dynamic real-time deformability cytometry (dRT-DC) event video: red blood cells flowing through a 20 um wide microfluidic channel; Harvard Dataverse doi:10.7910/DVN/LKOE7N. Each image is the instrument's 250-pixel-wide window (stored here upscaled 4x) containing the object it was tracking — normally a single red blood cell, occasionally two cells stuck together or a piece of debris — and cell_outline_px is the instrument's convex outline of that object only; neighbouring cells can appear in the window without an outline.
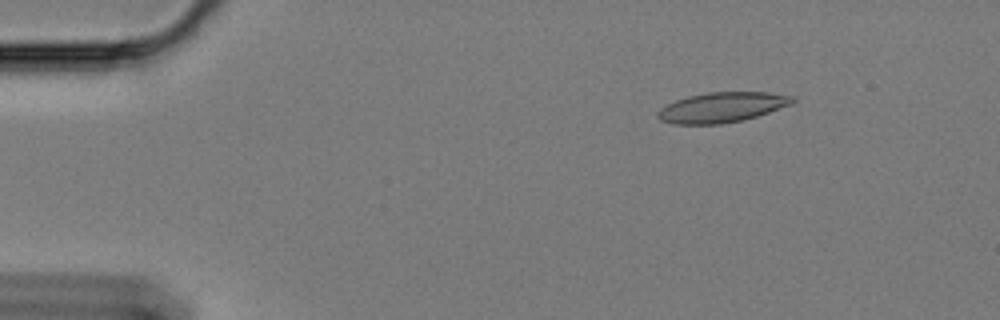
{"species": "Egyptian fruit bat (a non-hibernating species)", "species_latin": "Rousettus aegyptiacus", "temperature_condition": "cold", "stored_images_in_passage": 53, "camera_frame_rate_fps": 3000, "um_per_image_px": 0.085, "animal": {"sex": "female"}, "frame": {"image": 1, "passage_image": 2, "time_ms": 0.333, "image_size_px": [1000, 320], "cell_outline_px": [[796, 100], [792, 104], [744, 120], [720, 124], [672, 124], [660, 120], [656, 116], [656, 112], [660, 108], [676, 100], [688, 96], [708, 92], [768, 92], [796, 96]], "centroid_in_image_um": [61.37, 9.12], "position_along_channel_um": 23.6, "area_um2": 23.76}}
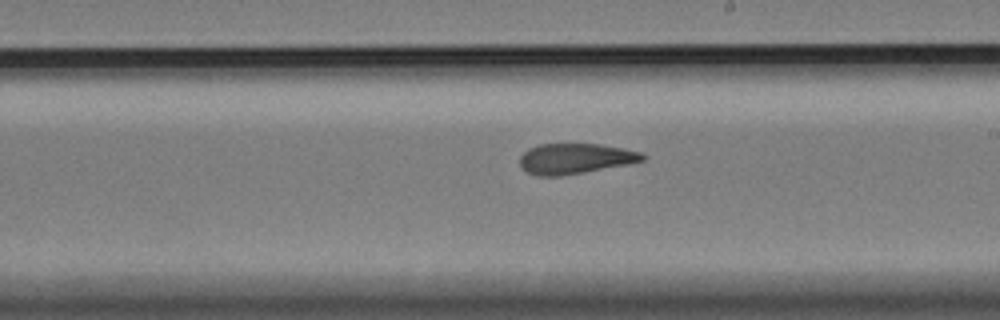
{"frame": {"image": 2, "passage_image": 28, "time_ms": 9.0, "image_size_px": [1000, 320], "cell_outline_px": [[648, 156], [644, 160], [628, 164], [584, 172], [560, 176], [536, 176], [520, 168], [520, 156], [528, 148], [540, 144], [600, 144], [624, 148], [640, 152]], "centroid_in_image_um": [48.88, 13.48], "position_along_channel_um": 240.1, "area_um2": 21.85}}
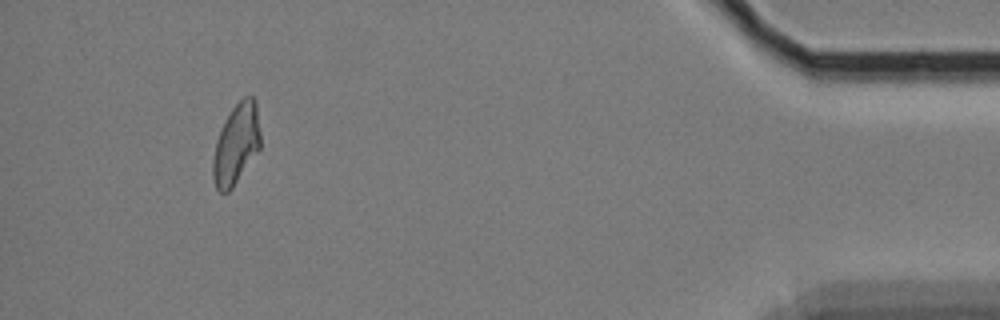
{"frame": {"image": 3, "passage_image": 49, "time_ms": 16.0, "image_size_px": [1000, 320], "cell_outline_px": [[260, 148], [232, 188], [228, 192], [220, 192], [216, 188], [212, 176], [212, 164], [216, 140], [232, 108], [244, 96], [252, 96], [256, 104], [260, 132]], "centroid_in_image_um": [20.07, 12.27], "position_along_channel_um": 415.1, "area_um2": 21.91}, "authors_computed_cell_mechanics": {"area_um2": 22.7154, "velocity_mm_per_s": 3.3703, "shape_relaxation_time_tau1_ms": 10.4463, "shape_relaxation_time_tau2_ms": 2.9611, "deformation_change_tau1": 0.2187, "deformation_change_tau2": 0.089}}